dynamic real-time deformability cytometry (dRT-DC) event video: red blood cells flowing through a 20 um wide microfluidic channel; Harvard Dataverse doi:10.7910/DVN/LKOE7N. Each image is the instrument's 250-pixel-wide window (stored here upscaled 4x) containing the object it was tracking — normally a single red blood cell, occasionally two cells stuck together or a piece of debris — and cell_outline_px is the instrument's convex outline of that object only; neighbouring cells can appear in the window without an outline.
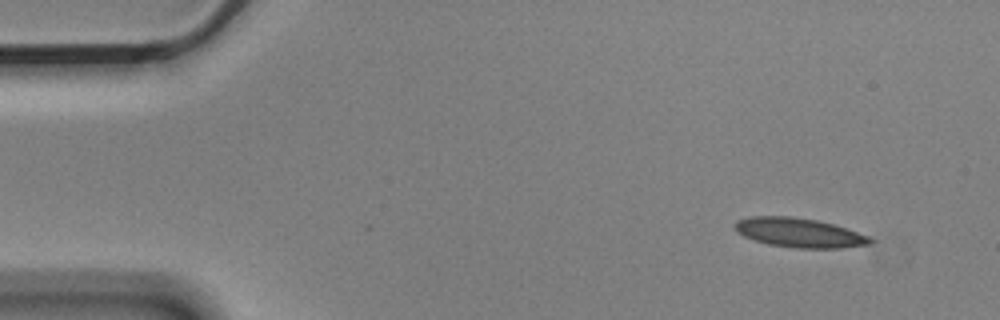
{"species": "Egyptian fruit bat (a non-hibernating species)", "species_latin": "Rousettus aegyptiacus", "temperature_condition": "cold", "stored_images_in_passage": 4, "camera_frame_rate_fps": 3000, "um_per_image_px": 0.085, "animal": {"sex": "male"}, "frame": {"image": 1, "passage_image": 1, "time_ms": 0.0, "image_size_px": [1000, 320], "cell_outline_px": [[872, 240], [868, 244], [840, 248], [796, 248], [768, 244], [752, 240], [736, 232], [732, 224], [736, 220], [748, 216], [792, 216], [816, 220], [832, 224], [868, 236]], "centroid_in_image_um": [67.81, 19.77], "position_along_channel_um": 17.2, "area_um2": 23.06}}
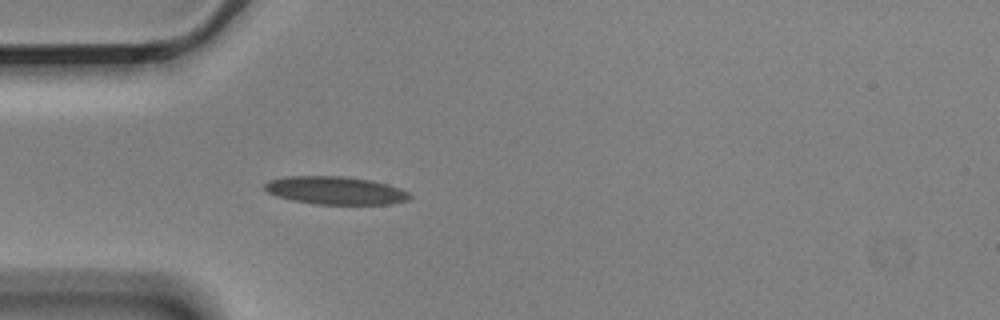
{"frame": {"image": 2, "passage_image": 4, "time_ms": 1.0, "image_size_px": [1000, 320], "cell_outline_px": [[412, 196], [408, 200], [388, 204], [316, 204], [292, 200], [276, 196], [268, 192], [264, 188], [264, 184], [268, 180], [288, 176], [344, 176], [372, 180], [388, 184], [400, 188], [408, 192]], "centroid_in_image_um": [28.51, 16.18], "position_along_channel_um": 56.5, "area_um2": 23.7}}